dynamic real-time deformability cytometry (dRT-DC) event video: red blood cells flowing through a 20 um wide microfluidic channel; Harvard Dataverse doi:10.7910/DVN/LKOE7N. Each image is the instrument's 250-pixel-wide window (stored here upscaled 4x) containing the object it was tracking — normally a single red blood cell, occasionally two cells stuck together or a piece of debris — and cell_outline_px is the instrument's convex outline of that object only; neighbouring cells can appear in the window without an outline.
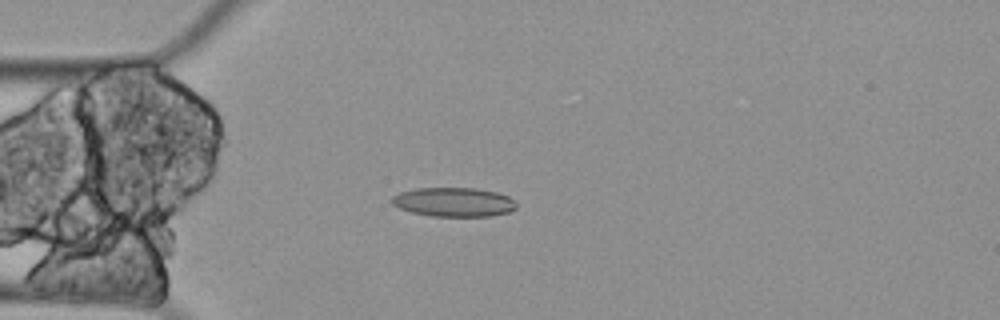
{"species": "Egyptian fruit bat (a non-hibernating species)", "species_latin": "Rousettus aegyptiacus", "temperature_condition": "cold", "stored_images_in_passage": 5, "camera_frame_rate_fps": 3000, "um_per_image_px": 0.085, "animal": {"sex": "female"}, "frame": {"image": 1, "passage_image": 5, "time_ms": 1.333, "image_size_px": [1000, 320], "cell_outline_px": [[516, 208], [508, 212], [488, 216], [432, 216], [412, 212], [400, 208], [392, 204], [388, 200], [392, 196], [400, 192], [416, 188], [476, 188], [496, 192], [508, 196], [516, 204]], "centroid_in_image_um": [38.52, 17.17], "position_along_channel_um": 46.5, "area_um2": 21.1}}